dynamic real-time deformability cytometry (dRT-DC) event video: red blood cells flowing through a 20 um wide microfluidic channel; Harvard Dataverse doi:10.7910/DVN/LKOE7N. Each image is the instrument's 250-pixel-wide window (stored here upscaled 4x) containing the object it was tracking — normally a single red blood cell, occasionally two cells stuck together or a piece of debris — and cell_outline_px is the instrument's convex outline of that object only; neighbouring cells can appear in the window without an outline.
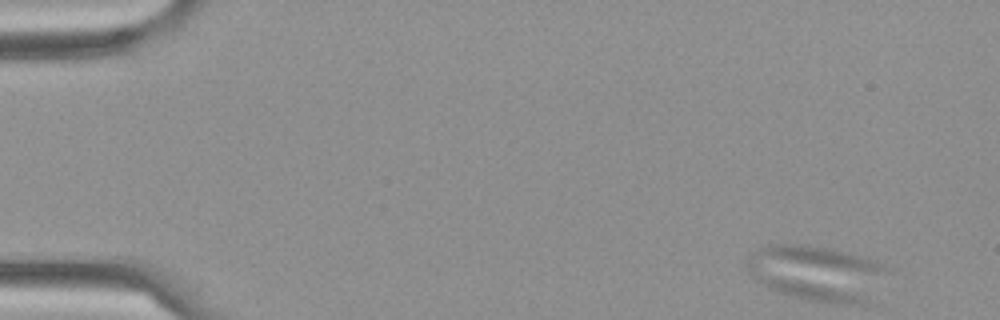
{"species": "Egyptian fruit bat (a non-hibernating species)", "species_latin": "Rousettus aegyptiacus", "temperature_condition": "cold", "stored_images_in_passage": 5, "camera_frame_rate_fps": 3000, "um_per_image_px": 0.085, "frame": {"image": 1, "passage_image": 1, "time_ms": 0.0, "image_size_px": [1000, 320], "cell_outline_px": [[888, 268], [868, 304], [832, 304], [808, 300], [792, 296], [780, 292], [764, 284], [748, 268], [748, 260], [760, 248], [768, 244], [804, 244], [832, 248], [864, 256], [876, 260]], "centroid_in_image_um": [69.52, 23.21], "position_along_channel_um": 15.5, "area_um2": 44.91}}